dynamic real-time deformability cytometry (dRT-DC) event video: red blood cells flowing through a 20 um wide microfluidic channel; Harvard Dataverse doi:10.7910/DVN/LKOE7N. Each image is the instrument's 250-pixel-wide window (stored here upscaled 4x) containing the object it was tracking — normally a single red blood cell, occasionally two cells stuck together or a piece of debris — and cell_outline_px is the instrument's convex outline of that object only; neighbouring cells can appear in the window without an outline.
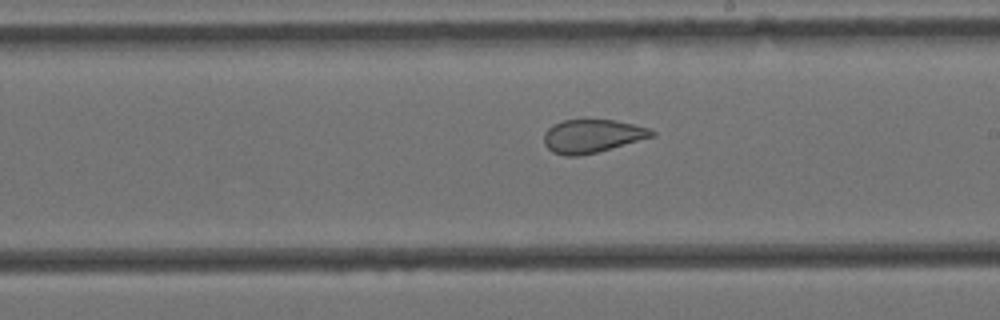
{"species": "Egyptian fruit bat (a non-hibernating species)", "species_latin": "Rousettus aegyptiacus", "temperature_condition": "cold", "stored_images_in_passage": 7, "camera_frame_rate_fps": 3000, "um_per_image_px": 0.085, "animal": {"sex": "female"}, "frame": {"image": 1, "passage_image": 6, "time_ms": 1.667, "image_size_px": [1000, 320], "cell_outline_px": [[656, 136], [596, 152], [580, 156], [564, 156], [552, 152], [544, 144], [544, 132], [552, 124], [564, 120], [612, 120], [632, 124], [648, 128], [656, 132]], "centroid_in_image_um": [50.31, 11.57], "position_along_channel_um": 238.7, "area_um2": 20.87}}